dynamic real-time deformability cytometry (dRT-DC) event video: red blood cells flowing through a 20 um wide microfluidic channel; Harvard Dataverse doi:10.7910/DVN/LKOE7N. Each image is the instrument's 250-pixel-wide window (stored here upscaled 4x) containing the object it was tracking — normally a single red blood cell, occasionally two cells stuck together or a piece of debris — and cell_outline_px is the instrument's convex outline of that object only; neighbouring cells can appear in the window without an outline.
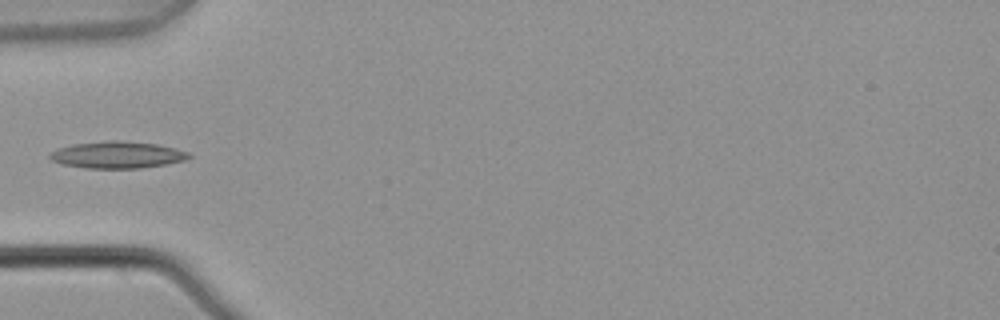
{"species": "common noctule bat (a hibernating species)", "species_latin": "Nyctalus noctula", "temperature_condition": "warm", "stored_images_in_passage": 4, "camera_frame_rate_fps": 3000, "um_per_image_px": 0.085, "animal": {"sex": "male", "body_mass_g": 21.5, "forearm_length_mm": 52.0}, "frame": {"image": 1, "passage_image": 4, "time_ms": 1.0, "image_size_px": [1000, 320], "cell_outline_px": [[192, 156], [184, 160], [164, 164], [140, 168], [84, 168], [64, 164], [52, 160], [48, 156], [52, 152], [60, 148], [72, 144], [116, 140], [156, 144], [188, 152]], "centroid_in_image_um": [9.96, 13.17], "position_along_channel_um": 75.0, "area_um2": 21.27}}